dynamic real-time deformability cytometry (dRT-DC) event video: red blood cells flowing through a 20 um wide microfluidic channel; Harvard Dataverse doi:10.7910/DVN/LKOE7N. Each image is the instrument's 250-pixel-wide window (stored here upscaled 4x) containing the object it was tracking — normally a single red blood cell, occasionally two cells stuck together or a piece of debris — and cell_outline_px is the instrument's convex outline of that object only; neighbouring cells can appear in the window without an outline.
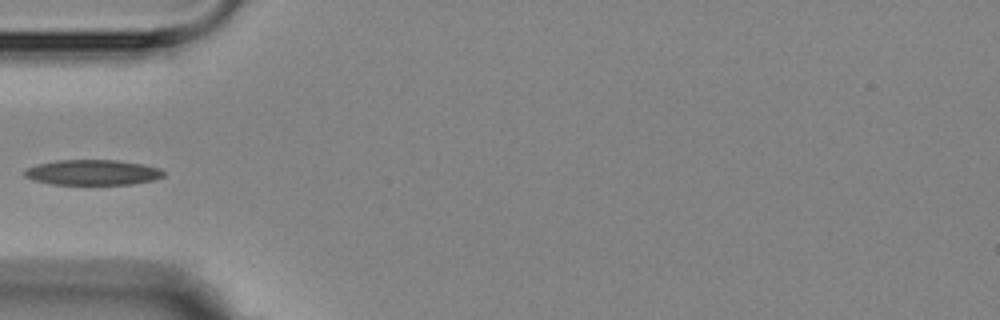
{"species": "Egyptian fruit bat (a non-hibernating species)", "species_latin": "Rousettus aegyptiacus", "temperature_condition": "room temperature", "stored_images_in_passage": 4, "camera_frame_rate_fps": 3000, "um_per_image_px": 0.085, "animal": {"sex": "female"}, "frame": {"image": 1, "passage_image": 3, "time_ms": 2.333, "image_size_px": [1000, 320], "cell_outline_px": [[164, 176], [152, 180], [132, 184], [52, 184], [32, 180], [24, 176], [24, 172], [28, 168], [36, 164], [56, 160], [116, 160], [140, 164], [160, 168], [164, 172]], "centroid_in_image_um": [7.84, 14.65], "position_along_channel_um": 77.2, "area_um2": 20.4}}
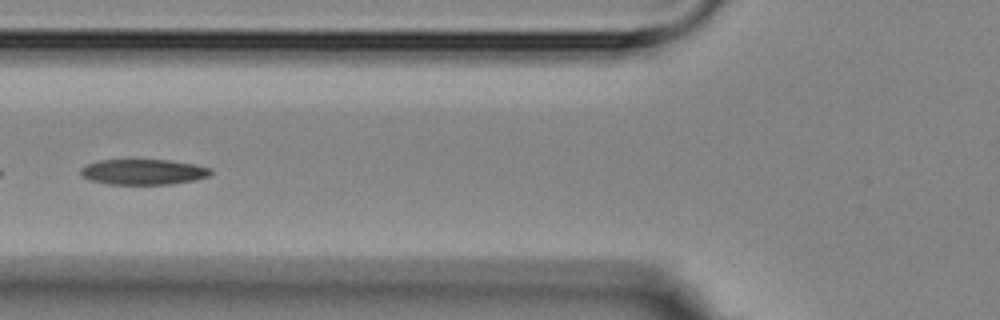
{"frame": {"image": 2, "passage_image": 4, "time_ms": 3.333, "image_size_px": [1000, 320], "cell_outline_px": [[212, 172], [208, 176], [192, 180], [172, 184], [108, 184], [88, 180], [80, 176], [80, 168], [88, 164], [100, 160], [168, 160], [196, 164], [212, 168]], "centroid_in_image_um": [12.16, 14.61], "position_along_channel_um": 113.6, "area_um2": 19.36}}